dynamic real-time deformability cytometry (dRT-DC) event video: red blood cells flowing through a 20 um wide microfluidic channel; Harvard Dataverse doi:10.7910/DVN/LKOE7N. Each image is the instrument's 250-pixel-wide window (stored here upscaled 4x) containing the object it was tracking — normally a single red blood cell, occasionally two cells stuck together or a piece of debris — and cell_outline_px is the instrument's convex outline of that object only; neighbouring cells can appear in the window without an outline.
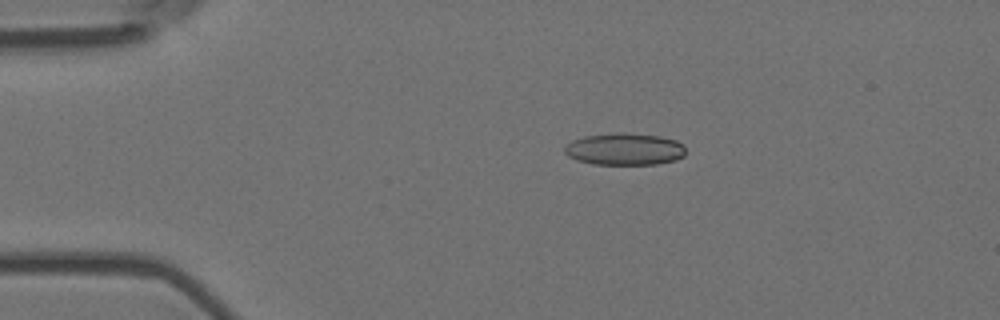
{"species": "Egyptian fruit bat (a non-hibernating species)", "species_latin": "Rousettus aegyptiacus", "temperature_condition": "room temperature", "stored_images_in_passage": 5, "camera_frame_rate_fps": 3000, "um_per_image_px": 0.085, "animal": {"sex": "female"}, "frame": {"image": 1, "passage_image": 2, "time_ms": 0.333, "image_size_px": [1000, 320], "cell_outline_px": [[684, 156], [676, 160], [656, 164], [592, 164], [576, 160], [568, 156], [564, 152], [564, 148], [572, 140], [584, 136], [616, 132], [624, 132], [660, 136], [676, 140], [684, 144]], "centroid_in_image_um": [53.09, 12.67], "position_along_channel_um": 31.9, "area_um2": 22.77}}
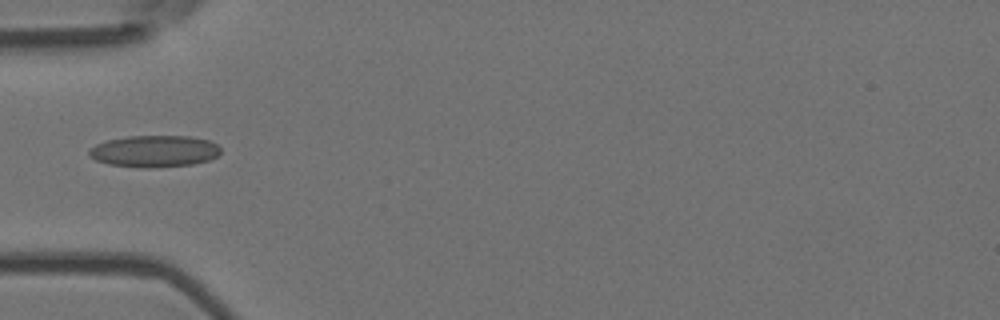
{"frame": {"image": 2, "passage_image": 4, "time_ms": 1.0, "image_size_px": [1000, 320], "cell_outline_px": [[220, 152], [216, 156], [208, 160], [192, 164], [156, 168], [140, 168], [108, 164], [96, 160], [88, 156], [88, 152], [96, 144], [108, 140], [128, 136], [192, 136], [208, 140], [216, 144], [220, 148]], "centroid_in_image_um": [13.11, 12.86], "position_along_channel_um": 71.9, "area_um2": 24.39}}
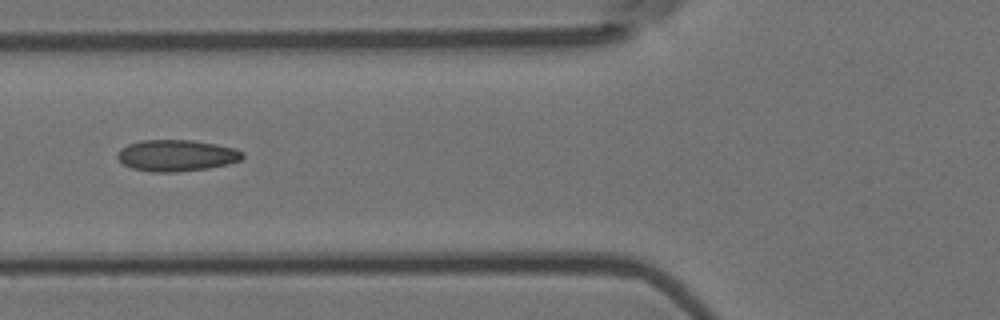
{"frame": {"image": 3, "passage_image": 5, "time_ms": 1.333, "image_size_px": [1000, 320], "cell_outline_px": [[244, 156], [240, 160], [228, 164], [208, 168], [176, 172], [152, 172], [132, 168], [124, 164], [116, 156], [120, 148], [128, 144], [140, 140], [192, 140], [216, 144], [236, 148], [244, 152]], "centroid_in_image_um": [15.01, 13.21], "position_along_channel_um": 110.8, "area_um2": 23.0}}